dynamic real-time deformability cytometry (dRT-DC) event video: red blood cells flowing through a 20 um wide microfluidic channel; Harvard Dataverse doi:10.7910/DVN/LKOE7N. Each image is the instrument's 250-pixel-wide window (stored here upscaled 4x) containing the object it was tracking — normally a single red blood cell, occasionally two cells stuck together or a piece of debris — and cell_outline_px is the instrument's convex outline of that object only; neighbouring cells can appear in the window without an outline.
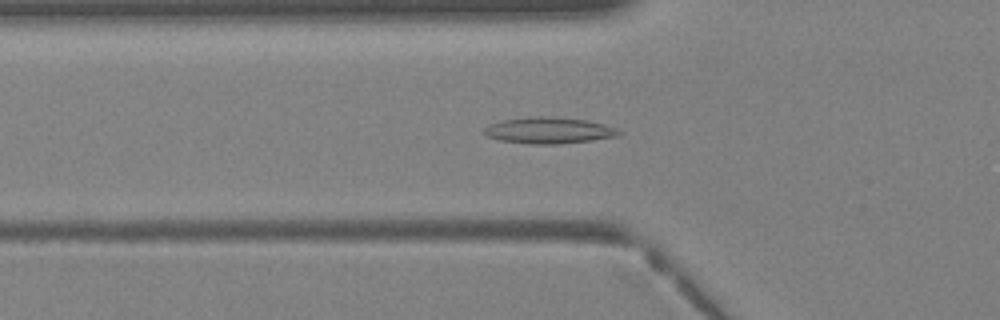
{"species": "Egyptian fruit bat (a non-hibernating species)", "species_latin": "Rousettus aegyptiacus", "temperature_condition": "warm", "stored_images_in_passage": 37, "camera_frame_rate_fps": 3000, "um_per_image_px": 0.085, "animal": {"sex": "female"}, "frame": {"image": 1, "passage_image": 11, "time_ms": 3.333, "image_size_px": [1000, 320], "cell_outline_px": [[624, 132], [620, 136], [592, 140], [560, 144], [532, 144], [500, 140], [488, 136], [484, 132], [484, 128], [488, 124], [500, 120], [532, 116], [552, 116], [588, 120], [604, 124], [616, 128]], "centroid_in_image_um": [46.69, 11.07], "position_along_channel_um": 79.1, "area_um2": 20.92}}
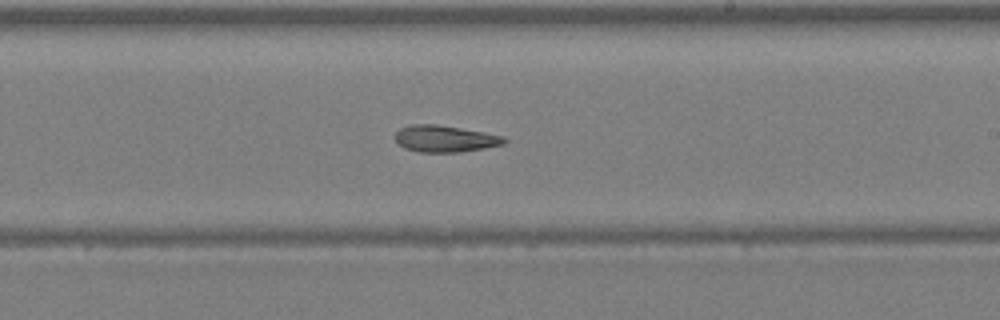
{"frame": {"image": 2, "passage_image": 21, "time_ms": 6.667, "image_size_px": [1000, 320], "cell_outline_px": [[508, 140], [504, 144], [484, 148], [460, 152], [420, 152], [404, 148], [396, 144], [396, 132], [400, 128], [412, 124], [436, 124], [484, 132], [504, 136]], "centroid_in_image_um": [37.81, 11.79], "position_along_channel_um": 251.2, "area_um2": 16.99}}
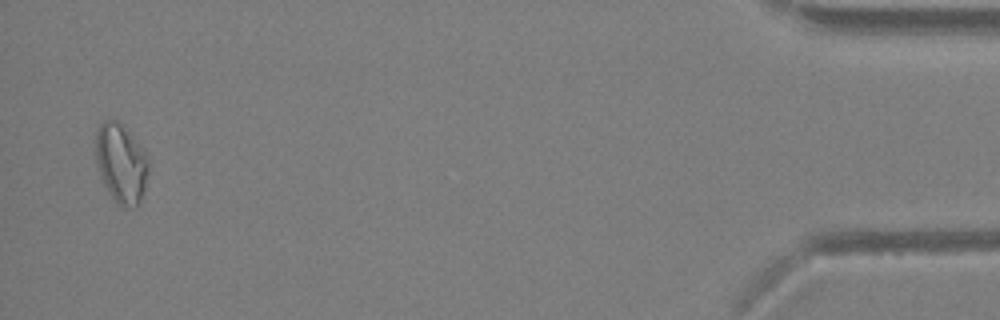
{"frame": {"image": 3, "passage_image": 36, "time_ms": 11.667, "image_size_px": [1000, 320], "cell_outline_px": [[148, 172], [144, 192], [136, 208], [132, 208], [116, 204], [108, 192], [100, 176], [96, 160], [96, 132], [100, 124], [104, 120], [116, 120], [124, 124], [144, 152], [148, 160]], "centroid_in_image_um": [10.29, 13.89], "position_along_channel_um": 424.9, "area_um2": 24.45}}